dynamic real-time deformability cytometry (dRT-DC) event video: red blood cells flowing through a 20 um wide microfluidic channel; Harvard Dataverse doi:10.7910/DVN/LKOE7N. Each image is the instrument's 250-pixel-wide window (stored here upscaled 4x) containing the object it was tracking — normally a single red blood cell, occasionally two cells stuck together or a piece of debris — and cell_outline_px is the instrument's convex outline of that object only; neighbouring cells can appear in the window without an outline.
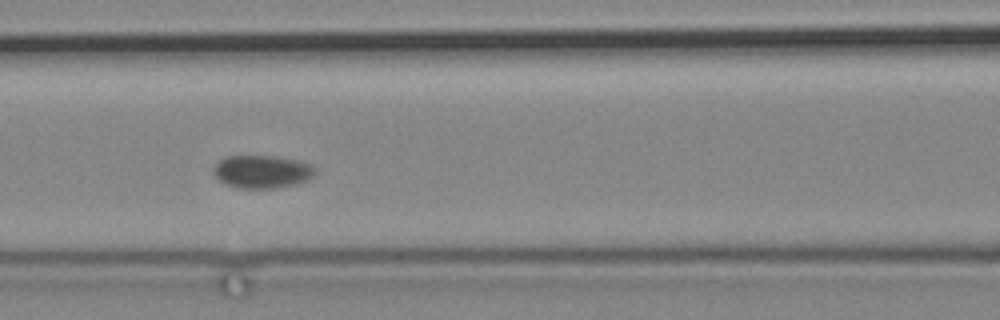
{"species": "common noctule bat (a hibernating species)", "species_latin": "Nyctalus noctula", "temperature_condition": "cold", "stored_images_in_passage": 5, "camera_frame_rate_fps": 3000, "um_per_image_px": 0.085, "animal": {"sex": "male", "body_mass_g": 19.2, "forearm_length_mm": 51.8}, "frame": {"image": 1, "passage_image": 3, "time_ms": 2.333, "image_size_px": [1000, 320], "cell_outline_px": [[316, 172], [308, 180], [296, 184], [276, 188], [236, 188], [224, 184], [212, 172], [212, 168], [220, 160], [228, 156], [276, 156], [300, 160], [312, 164], [316, 168]], "centroid_in_image_um": [22.3, 14.59], "position_along_channel_um": 144.3, "area_um2": 19.77}}
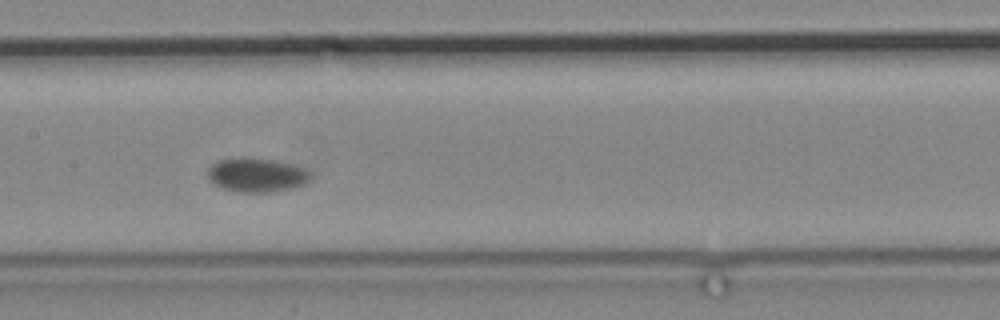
{"frame": {"image": 2, "passage_image": 4, "time_ms": 3.667, "image_size_px": [1000, 320], "cell_outline_px": [[312, 180], [304, 184], [292, 188], [268, 192], [236, 192], [224, 188], [208, 180], [208, 168], [216, 160], [272, 160], [292, 164], [304, 168], [312, 176]], "centroid_in_image_um": [21.85, 14.91], "position_along_channel_um": 185.6, "area_um2": 19.77}}
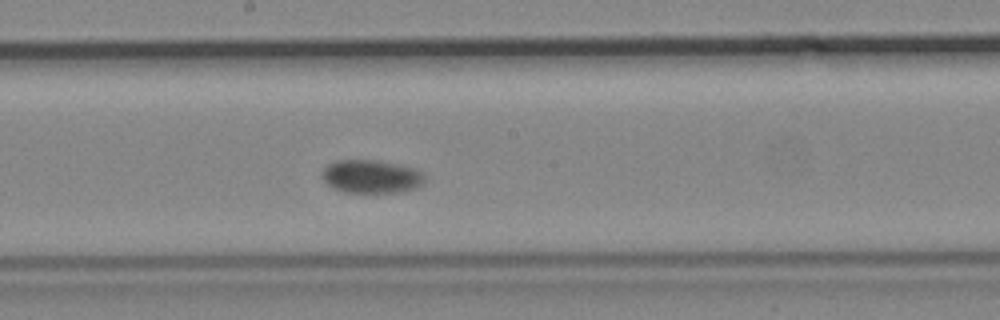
{"frame": {"image": 3, "passage_image": 5, "time_ms": 4.667, "image_size_px": [1000, 320], "cell_outline_px": [[424, 180], [416, 188], [400, 192], [344, 192], [332, 188], [320, 176], [324, 168], [328, 164], [336, 160], [376, 160], [396, 164], [412, 168], [420, 172], [424, 176]], "centroid_in_image_um": [31.5, 15.0], "position_along_channel_um": 216.7, "area_um2": 19.71}}